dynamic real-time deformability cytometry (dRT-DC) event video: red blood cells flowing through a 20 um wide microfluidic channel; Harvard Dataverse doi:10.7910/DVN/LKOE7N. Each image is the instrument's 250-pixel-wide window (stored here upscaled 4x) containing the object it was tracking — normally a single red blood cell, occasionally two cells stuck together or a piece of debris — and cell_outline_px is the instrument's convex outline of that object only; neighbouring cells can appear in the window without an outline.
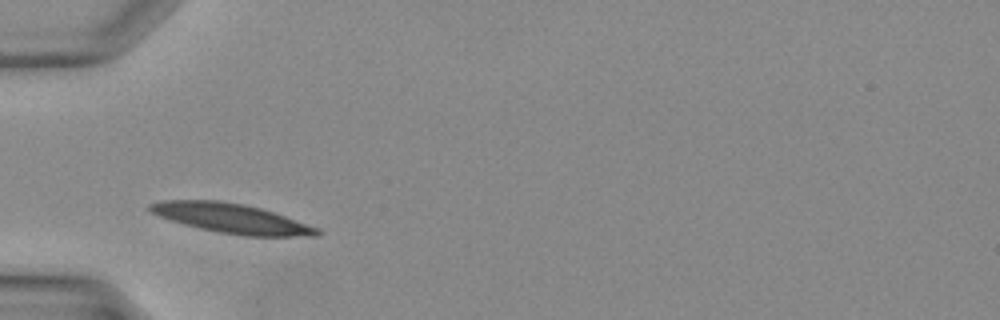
{"species": "Egyptian fruit bat (a non-hibernating species)", "species_latin": "Rousettus aegyptiacus", "temperature_condition": "warm", "stored_images_in_passage": 23, "camera_frame_rate_fps": 3000, "um_per_image_px": 0.085, "animal": {"sex": "female"}, "frame": {"image": 1, "passage_image": 1, "time_ms": 0.0, "image_size_px": [1000, 320], "cell_outline_px": [[320, 236], [240, 236], [200, 228], [184, 224], [160, 216], [152, 212], [148, 208], [148, 204], [164, 200], [220, 200], [244, 204], [260, 208], [284, 216], [316, 228], [320, 232]], "centroid_in_image_um": [19.64, 18.56], "position_along_channel_um": 65.4, "area_um2": 28.32}}
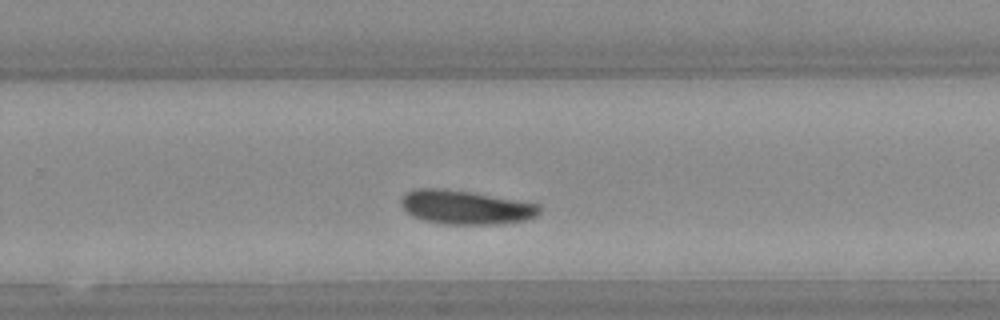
{"frame": {"image": 2, "passage_image": 14, "time_ms": 4.333, "image_size_px": [1000, 320], "cell_outline_px": [[540, 212], [536, 216], [528, 220], [496, 224], [444, 224], [424, 220], [412, 216], [400, 204], [400, 200], [408, 192], [416, 188], [444, 188], [472, 192], [540, 204]], "centroid_in_image_um": [39.59, 17.62], "position_along_channel_um": 290.2, "area_um2": 27.4}}
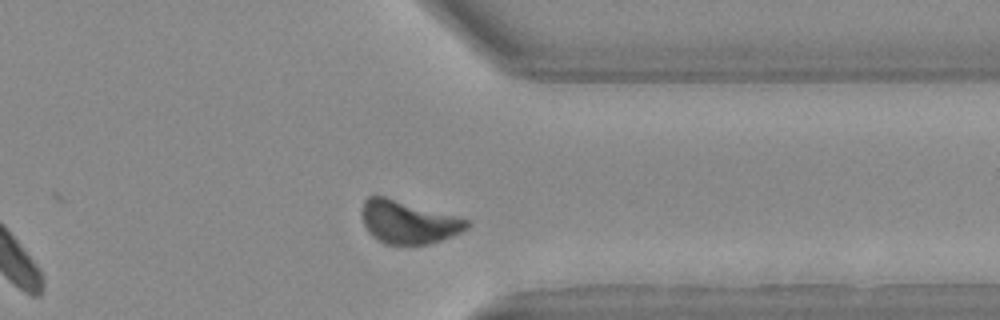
{"frame": {"image": 3, "passage_image": 19, "time_ms": 6.0, "image_size_px": [1000, 320], "cell_outline_px": [[472, 224], [468, 228], [452, 236], [428, 244], [384, 244], [372, 236], [368, 232], [364, 224], [360, 212], [364, 200], [368, 196], [384, 196], [460, 216], [468, 220]], "centroid_in_image_um": [34.71, 18.86], "position_along_channel_um": 376.7, "area_um2": 26.53}}